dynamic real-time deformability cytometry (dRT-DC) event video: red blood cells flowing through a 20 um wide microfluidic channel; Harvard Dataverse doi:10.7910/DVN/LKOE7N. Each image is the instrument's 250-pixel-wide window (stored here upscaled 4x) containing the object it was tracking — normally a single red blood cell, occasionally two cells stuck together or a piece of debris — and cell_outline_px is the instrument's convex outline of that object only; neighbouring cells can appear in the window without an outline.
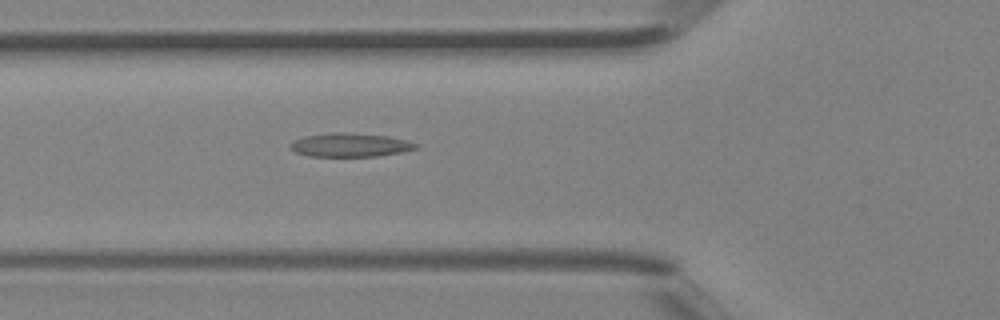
{"species": "Egyptian fruit bat (a non-hibernating species)", "species_latin": "Rousettus aegyptiacus", "temperature_condition": "room temperature", "stored_images_in_passage": 39, "camera_frame_rate_fps": 3000, "um_per_image_px": 0.085, "animal": {"sex": "female"}, "frame": {"image": 1, "passage_image": 10, "time_ms": 3.0, "image_size_px": [1000, 320], "cell_outline_px": [[420, 148], [404, 152], [376, 156], [308, 156], [296, 152], [292, 148], [292, 144], [296, 140], [304, 136], [336, 132], [344, 132], [388, 136], [408, 140], [420, 144]], "centroid_in_image_um": [29.88, 12.32], "position_along_channel_um": 95.9, "area_um2": 17.28}}
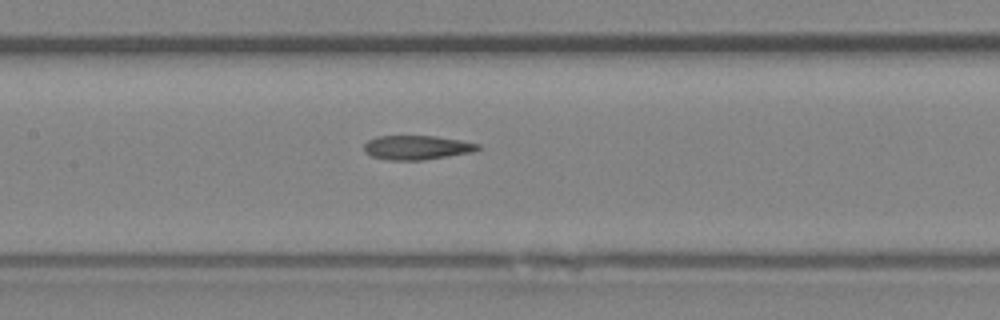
{"frame": {"image": 2, "passage_image": 15, "time_ms": 4.667, "image_size_px": [1000, 320], "cell_outline_px": [[480, 148], [476, 152], [424, 160], [388, 160], [372, 156], [364, 152], [364, 144], [368, 140], [376, 136], [436, 136], [460, 140], [480, 144]], "centroid_in_image_um": [35.45, 12.54], "position_along_channel_um": 171.9, "area_um2": 16.24}}
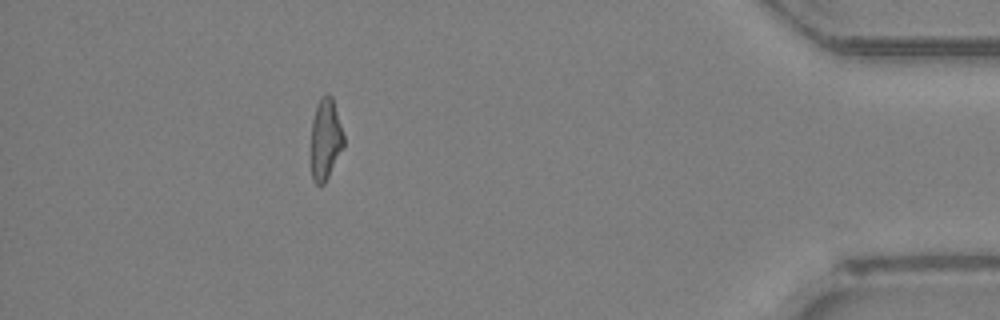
{"frame": {"image": 3, "passage_image": 34, "time_ms": 11.0, "image_size_px": [1000, 320], "cell_outline_px": [[344, 148], [324, 184], [316, 184], [312, 180], [312, 120], [320, 96], [328, 92], [332, 96], [344, 136]], "centroid_in_image_um": [27.69, 11.82], "position_along_channel_um": 407.5, "area_um2": 15.43}, "authors_computed_cell_mechanics": {"area_um2": 16.2418, "velocity_mm_per_s": 4.5686, "shape_relaxation_time_tau1_ms": null, "shape_relaxation_time_tau2_ms": 5.7484, "deformation_change_tau1": null, "deformation_change_tau2": 0.1579}}